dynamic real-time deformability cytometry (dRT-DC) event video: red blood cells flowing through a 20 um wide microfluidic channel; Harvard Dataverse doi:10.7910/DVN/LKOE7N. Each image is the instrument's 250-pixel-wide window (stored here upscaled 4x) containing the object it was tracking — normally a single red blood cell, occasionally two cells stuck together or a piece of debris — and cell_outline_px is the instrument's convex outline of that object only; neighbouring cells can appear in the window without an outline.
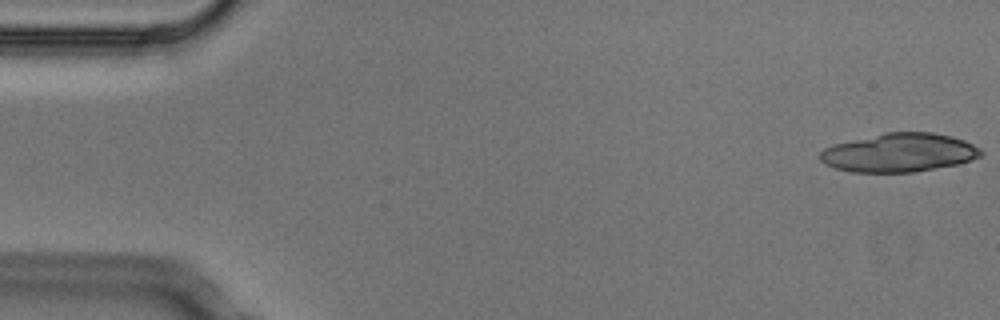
{"species": "Egyptian fruit bat (a non-hibernating species)", "species_latin": "Rousettus aegyptiacus", "temperature_condition": "cold", "stored_images_in_passage": 4, "camera_frame_rate_fps": 3000, "um_per_image_px": 0.085, "animal": {"sex": "male"}, "frame": {"image": 1, "passage_image": 1, "time_ms": 0.0, "image_size_px": [1000, 320], "cell_outline_px": [[984, 152], [980, 156], [972, 160], [960, 164], [912, 172], [852, 172], [836, 168], [824, 164], [820, 160], [820, 152], [824, 148], [832, 144], [884, 132], [932, 132], [952, 136], [964, 140], [980, 148]], "centroid_in_image_um": [76.43, 12.97], "position_along_channel_um": 8.6, "area_um2": 36.47}}